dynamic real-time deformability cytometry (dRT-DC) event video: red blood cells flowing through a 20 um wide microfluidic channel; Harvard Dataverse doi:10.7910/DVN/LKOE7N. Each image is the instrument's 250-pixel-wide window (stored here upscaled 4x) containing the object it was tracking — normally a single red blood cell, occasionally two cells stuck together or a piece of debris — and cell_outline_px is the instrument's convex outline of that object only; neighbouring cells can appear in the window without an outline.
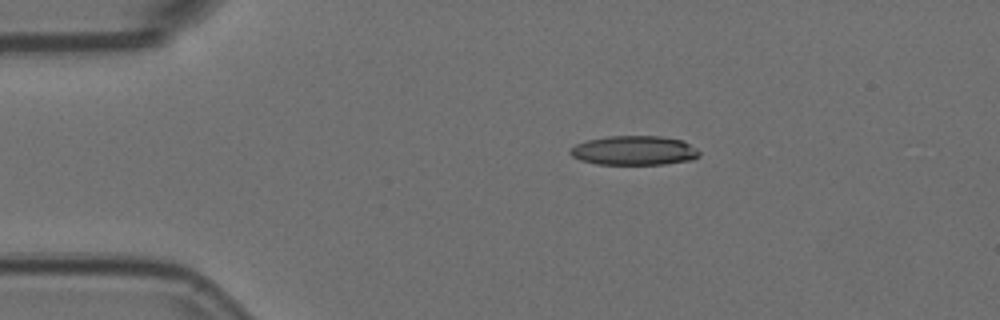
{"species": "Egyptian fruit bat (a non-hibernating species)", "species_latin": "Rousettus aegyptiacus", "temperature_condition": "room temperature", "stored_images_in_passage": 3, "camera_frame_rate_fps": 3000, "um_per_image_px": 0.085, "animal": {"sex": "female"}, "frame": {"image": 1, "passage_image": 1, "time_ms": 0.0, "image_size_px": [1000, 320], "cell_outline_px": [[700, 156], [692, 160], [664, 164], [596, 164], [580, 160], [572, 156], [568, 152], [576, 144], [588, 140], [608, 136], [660, 136], [684, 140], [696, 148], [700, 152]], "centroid_in_image_um": [53.93, 12.79], "position_along_channel_um": 31.1, "area_um2": 22.14}}
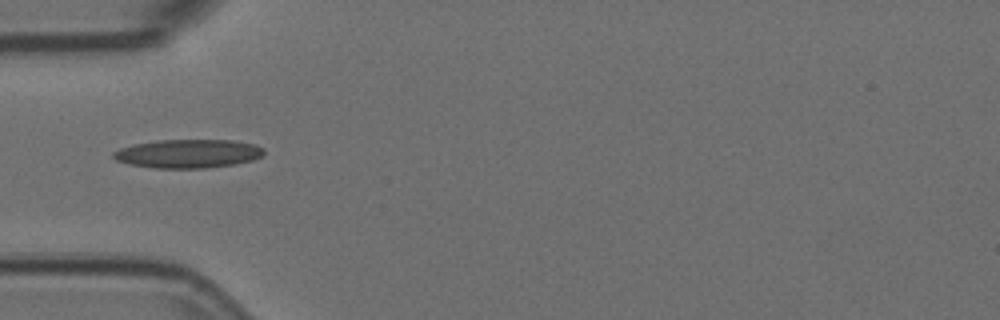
{"frame": {"image": 2, "passage_image": 3, "time_ms": 0.667, "image_size_px": [1000, 320], "cell_outline_px": [[264, 156], [252, 160], [236, 164], [204, 168], [156, 168], [132, 164], [116, 160], [112, 156], [112, 152], [120, 148], [132, 144], [156, 140], [232, 140], [256, 144], [264, 148]], "centroid_in_image_um": [16.02, 13.05], "position_along_channel_um": 69.0, "area_um2": 25.26}}